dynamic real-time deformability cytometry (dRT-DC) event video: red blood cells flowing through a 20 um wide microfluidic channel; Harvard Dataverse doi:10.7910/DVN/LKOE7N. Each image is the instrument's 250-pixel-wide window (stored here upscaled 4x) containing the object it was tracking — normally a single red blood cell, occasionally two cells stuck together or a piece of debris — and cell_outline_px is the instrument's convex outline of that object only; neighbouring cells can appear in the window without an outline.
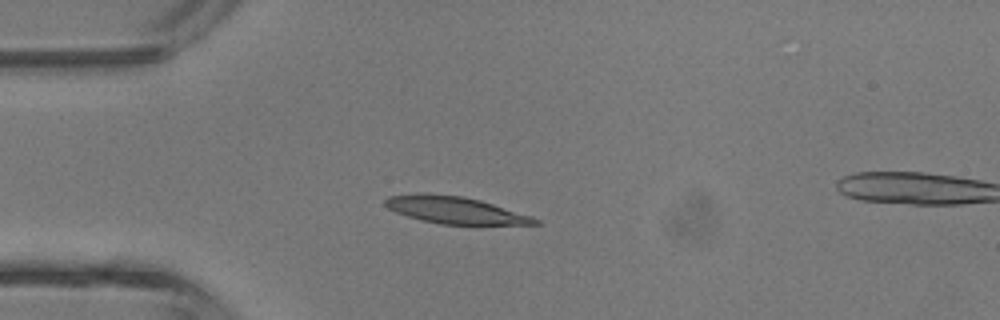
{"species": "common noctule bat (a hibernating species)", "species_latin": "Nyctalus noctula", "temperature_condition": "room temperature", "stored_images_in_passage": 2, "camera_frame_rate_fps": 3000, "um_per_image_px": 0.085, "animal": {"sex": "male", "body_mass_g": 13.3}, "frame": {"image": 1, "passage_image": 1, "time_ms": 0.0, "image_size_px": [1000, 320], "cell_outline_px": [[540, 224], [440, 224], [420, 220], [396, 212], [388, 208], [384, 204], [384, 200], [388, 196], [416, 192], [420, 192], [464, 196], [480, 200], [532, 216], [540, 220]], "centroid_in_image_um": [38.63, 17.84], "position_along_channel_um": 46.4, "area_um2": 23.64}}